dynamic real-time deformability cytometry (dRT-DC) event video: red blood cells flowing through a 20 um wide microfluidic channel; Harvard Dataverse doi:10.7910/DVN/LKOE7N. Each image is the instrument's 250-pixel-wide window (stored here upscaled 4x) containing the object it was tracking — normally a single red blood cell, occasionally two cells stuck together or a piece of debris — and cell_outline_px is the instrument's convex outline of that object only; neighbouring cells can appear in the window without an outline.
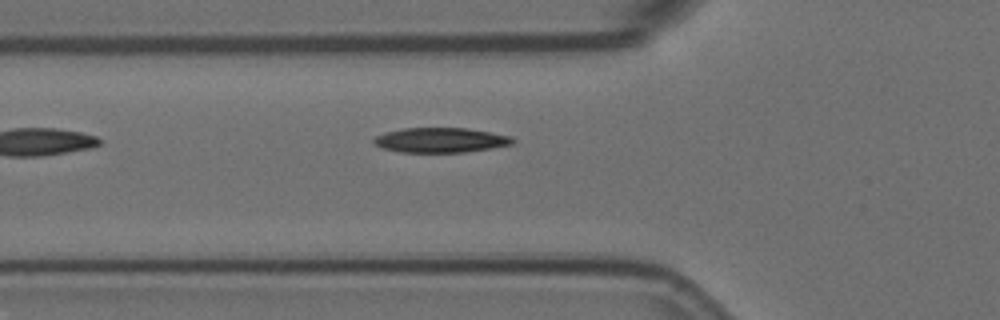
{"species": "Egyptian fruit bat (a non-hibernating species)", "species_latin": "Rousettus aegyptiacus", "temperature_condition": "room temperature", "stored_images_in_passage": 4, "camera_frame_rate_fps": 3000, "um_per_image_px": 0.085, "animal": {"sex": "female"}, "frame": {"image": 1, "passage_image": 4, "time_ms": 1.0, "image_size_px": [1000, 320], "cell_outline_px": [[516, 140], [512, 144], [492, 148], [464, 152], [400, 152], [380, 148], [372, 140], [376, 136], [388, 132], [404, 128], [468, 128], [512, 136]], "centroid_in_image_um": [37.48, 11.91], "position_along_channel_um": 88.3, "area_um2": 20.06}}